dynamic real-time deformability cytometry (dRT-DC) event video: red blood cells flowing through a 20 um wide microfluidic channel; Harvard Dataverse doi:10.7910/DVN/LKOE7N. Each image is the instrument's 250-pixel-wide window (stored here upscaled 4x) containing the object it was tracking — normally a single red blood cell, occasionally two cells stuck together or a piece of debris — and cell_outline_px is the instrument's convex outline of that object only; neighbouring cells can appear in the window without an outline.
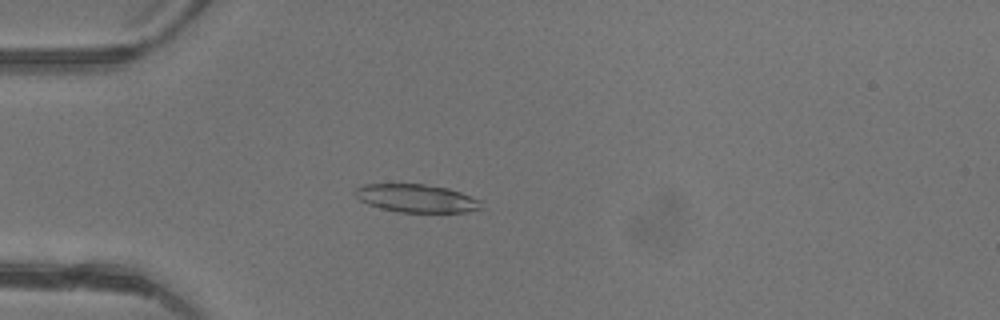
{"species": "common noctule bat (a hibernating species)", "species_latin": "Nyctalus noctula", "temperature_condition": "warm", "stored_images_in_passage": 38, "camera_frame_rate_fps": 3000, "um_per_image_px": 0.085, "animal": {"sex": "female"}, "frame": {"image": 1, "passage_image": 14, "time_ms": 4.333, "image_size_px": [1000, 320], "cell_outline_px": [[484, 208], [468, 212], [396, 212], [380, 208], [368, 204], [360, 200], [352, 192], [356, 188], [364, 184], [424, 184], [448, 188], [460, 192], [480, 200]], "centroid_in_image_um": [35.4, 16.86], "position_along_channel_um": 49.6, "area_um2": 20.75}}
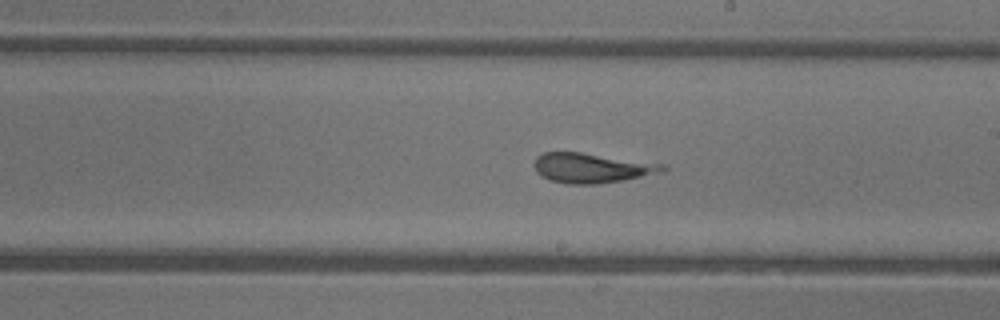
{"frame": {"image": 2, "passage_image": 28, "time_ms": 9.0, "image_size_px": [1000, 320], "cell_outline_px": [[668, 168], [664, 172], [620, 180], [596, 184], [568, 184], [552, 180], [540, 176], [536, 172], [536, 156], [544, 152], [580, 152], [668, 164]], "centroid_in_image_um": [50.35, 14.26], "position_along_channel_um": 238.6, "area_um2": 22.25}}
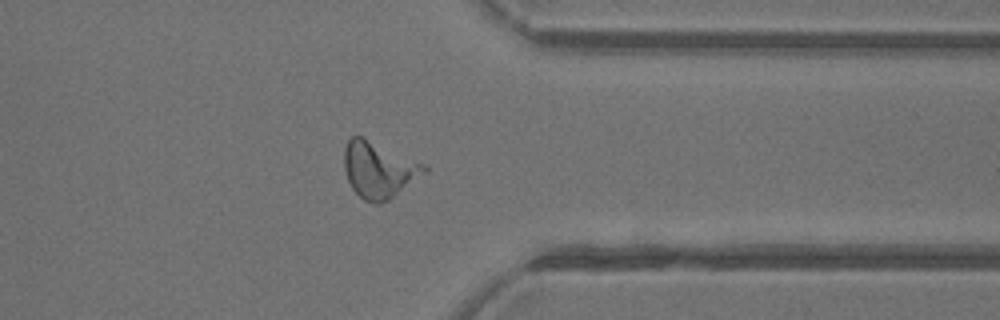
{"frame": {"image": 3, "passage_image": 38, "time_ms": 12.333, "image_size_px": [1000, 320], "cell_outline_px": [[428, 172], [388, 200], [380, 204], [376, 204], [364, 200], [352, 188], [348, 180], [344, 168], [344, 148], [348, 140], [352, 136], [364, 136], [424, 164], [428, 168]], "centroid_in_image_um": [32.2, 14.42], "position_along_channel_um": 379.2, "area_um2": 26.24}}